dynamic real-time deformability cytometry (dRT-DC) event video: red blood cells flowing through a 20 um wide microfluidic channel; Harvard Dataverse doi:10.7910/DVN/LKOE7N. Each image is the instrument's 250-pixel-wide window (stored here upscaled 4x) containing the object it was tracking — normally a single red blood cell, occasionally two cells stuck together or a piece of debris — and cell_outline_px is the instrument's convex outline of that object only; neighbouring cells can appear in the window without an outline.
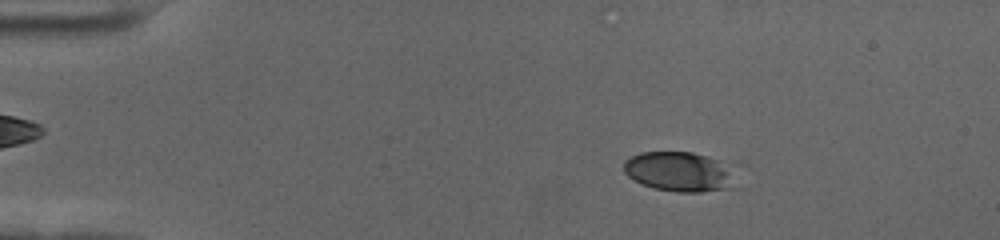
{"species": "human", "species_latin": "Homo sapiens", "temperature_condition": "cold", "stored_images_in_passage": 57, "camera_frame_rate_fps": 3000, "um_per_image_px": 0.085, "donor": {"sex": "female"}, "frame": {"image": 1, "passage_image": 9, "time_ms": 2.667, "image_size_px": [1000, 240], "cell_outline_px": [[740, 188], [700, 192], [676, 192], [652, 188], [640, 184], [628, 176], [624, 172], [624, 160], [640, 152], [692, 152], [720, 160], [728, 164]], "centroid_in_image_um": [57.8, 14.62], "position_along_channel_um": 27.2, "area_um2": 26.59}}
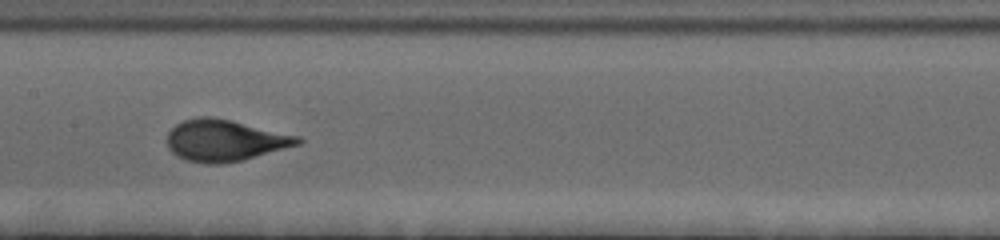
{"frame": {"image": 2, "passage_image": 29, "time_ms": 9.333, "image_size_px": [1000, 240], "cell_outline_px": [[304, 140], [300, 144], [240, 160], [224, 164], [204, 164], [188, 160], [176, 156], [168, 148], [168, 132], [176, 124], [184, 120], [196, 116], [212, 116], [232, 120], [300, 136]], "centroid_in_image_um": [19.1, 11.92], "position_along_channel_um": 188.3, "area_um2": 31.62}}
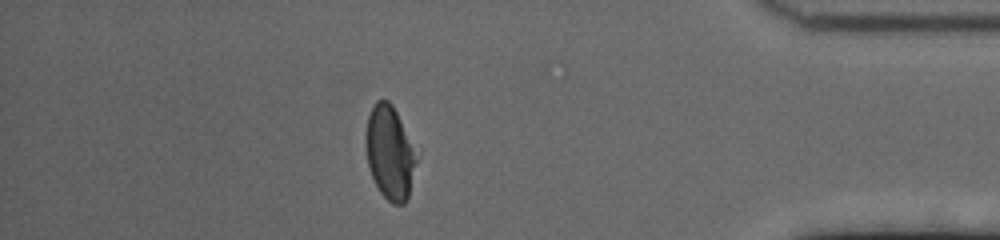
{"frame": {"image": 3, "passage_image": 50, "time_ms": 16.333, "image_size_px": [1000, 240], "cell_outline_px": [[416, 164], [408, 196], [404, 204], [392, 204], [380, 192], [372, 176], [368, 164], [364, 144], [364, 136], [368, 116], [376, 100], [388, 100], [392, 104], [400, 120], [416, 160]], "centroid_in_image_um": [33.07, 12.98], "position_along_channel_um": 402.1, "area_um2": 26.88}, "authors_computed_cell_mechanics": {"area_um2": 29.8248, "velocity_mm_per_s": 3.5438, "shape_relaxation_time_tau1_ms": 4.5002, "shape_relaxation_time_tau2_ms": null, "deformation_change_tau1": 0.1779, "deformation_change_tau2": null}}